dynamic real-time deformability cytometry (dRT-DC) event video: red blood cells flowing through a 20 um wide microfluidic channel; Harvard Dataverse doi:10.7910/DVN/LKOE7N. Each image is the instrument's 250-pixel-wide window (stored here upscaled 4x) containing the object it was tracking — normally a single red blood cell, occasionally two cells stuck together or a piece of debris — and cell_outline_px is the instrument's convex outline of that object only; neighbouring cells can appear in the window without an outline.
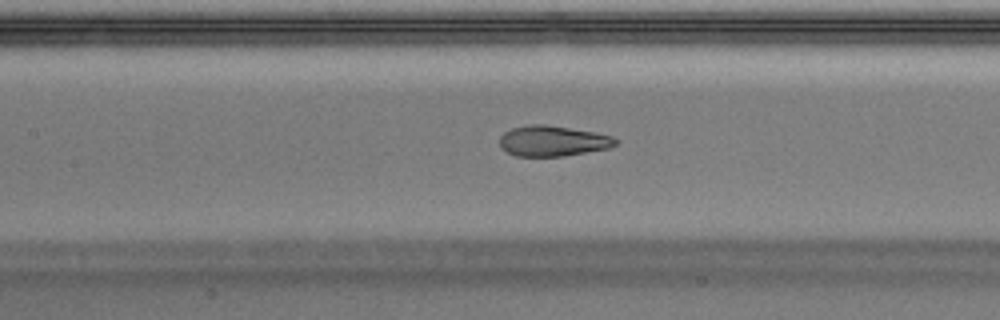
{"species": "Egyptian fruit bat (a non-hibernating species)", "species_latin": "Rousettus aegyptiacus", "temperature_condition": "warm", "stored_images_in_passage": 48, "camera_frame_rate_fps": 3000, "um_per_image_px": 0.085, "animal": {"sex": "male"}, "frame": {"image": 1, "passage_image": 21, "time_ms": 6.667, "image_size_px": [1000, 320], "cell_outline_px": [[620, 140], [616, 144], [608, 148], [564, 156], [516, 156], [500, 148], [500, 136], [504, 132], [512, 128], [528, 124], [544, 124], [596, 132], [612, 136]], "centroid_in_image_um": [46.98, 11.97], "position_along_channel_um": 160.4, "area_um2": 20.69}}